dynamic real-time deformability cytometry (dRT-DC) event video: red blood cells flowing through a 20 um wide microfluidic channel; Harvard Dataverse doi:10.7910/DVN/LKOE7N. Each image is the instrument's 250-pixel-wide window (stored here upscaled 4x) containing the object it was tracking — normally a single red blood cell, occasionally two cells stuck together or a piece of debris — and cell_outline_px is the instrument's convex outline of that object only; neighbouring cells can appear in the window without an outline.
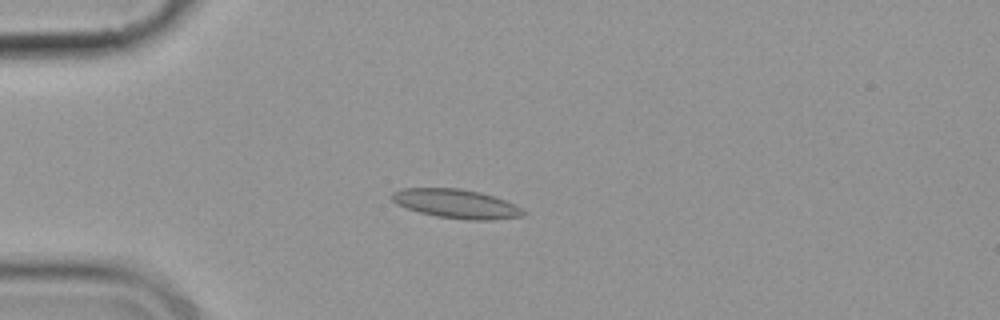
{"species": "common noctule bat (a hibernating species)", "species_latin": "Nyctalus noctula", "temperature_condition": "cold", "stored_images_in_passage": 8, "camera_frame_rate_fps": 3000, "um_per_image_px": 0.085, "animal": {"sex": "female", "body_mass_g": 19.9}, "frame": {"image": 1, "passage_image": 5, "time_ms": 4.667, "image_size_px": [1000, 320], "cell_outline_px": [[528, 212], [520, 216], [492, 220], [468, 220], [436, 216], [420, 212], [396, 204], [392, 200], [392, 192], [400, 188], [460, 188], [480, 192], [504, 200]], "centroid_in_image_um": [38.75, 17.31], "position_along_channel_um": 46.3, "area_um2": 22.02}}
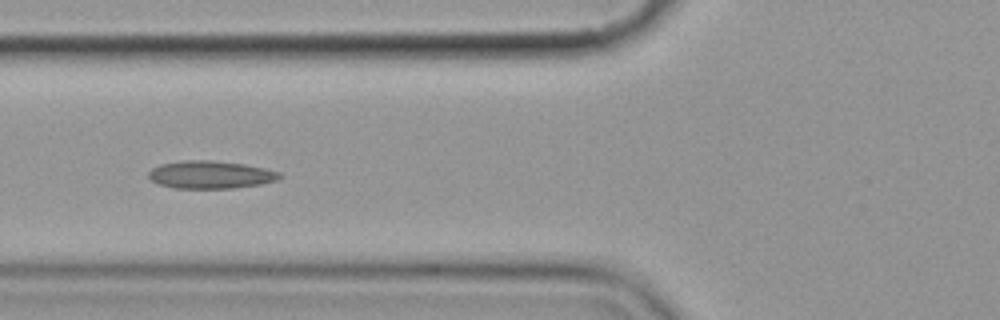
{"frame": {"image": 2, "passage_image": 7, "time_ms": 7.0, "image_size_px": [1000, 320], "cell_outline_px": [[284, 176], [276, 180], [260, 184], [232, 188], [172, 188], [160, 184], [152, 180], [148, 176], [148, 172], [152, 168], [160, 164], [184, 160], [212, 160], [244, 164], [264, 168], [280, 172]], "centroid_in_image_um": [17.89, 14.84], "position_along_channel_um": 107.9, "area_um2": 21.15}}
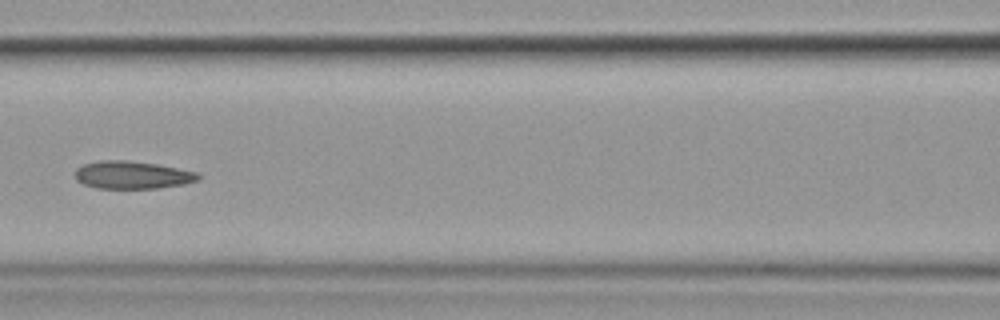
{"frame": {"image": 3, "passage_image": 8, "time_ms": 8.333, "image_size_px": [1000, 320], "cell_outline_px": [[200, 180], [184, 184], [156, 188], [96, 188], [84, 184], [76, 180], [76, 168], [84, 164], [100, 160], [124, 160], [156, 164], [200, 172]], "centroid_in_image_um": [11.27, 14.87], "position_along_channel_um": 155.3, "area_um2": 19.88}}